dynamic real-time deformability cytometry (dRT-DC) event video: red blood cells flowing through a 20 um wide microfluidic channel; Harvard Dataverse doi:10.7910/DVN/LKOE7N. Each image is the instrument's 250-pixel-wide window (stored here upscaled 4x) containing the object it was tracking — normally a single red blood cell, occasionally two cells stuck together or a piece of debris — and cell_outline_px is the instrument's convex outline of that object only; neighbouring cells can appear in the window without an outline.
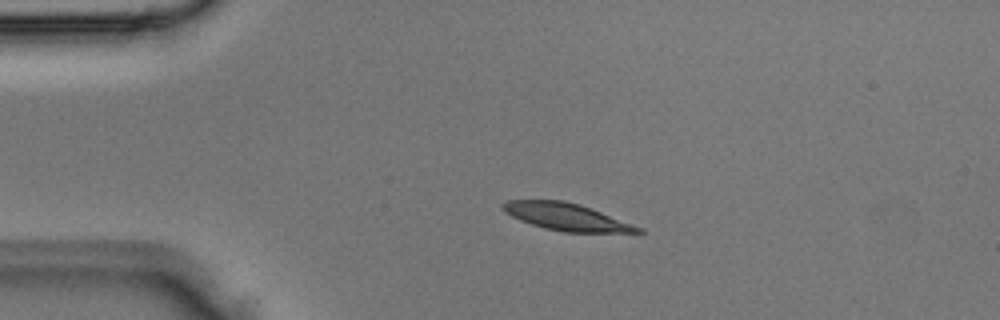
{"species": "Egyptian fruit bat (a non-hibernating species)", "species_latin": "Rousettus aegyptiacus", "temperature_condition": "room temperature", "stored_images_in_passage": 3, "camera_frame_rate_fps": 3000, "um_per_image_px": 0.085, "animal": {"sex": "male"}, "frame": {"image": 1, "passage_image": 1, "time_ms": 0.0, "image_size_px": [1000, 320], "cell_outline_px": [[644, 232], [564, 232], [544, 228], [520, 220], [504, 212], [500, 208], [500, 204], [508, 200], [564, 200], [580, 204], [592, 208], [644, 228]], "centroid_in_image_um": [48.13, 18.42], "position_along_channel_um": 36.9, "area_um2": 21.5}}
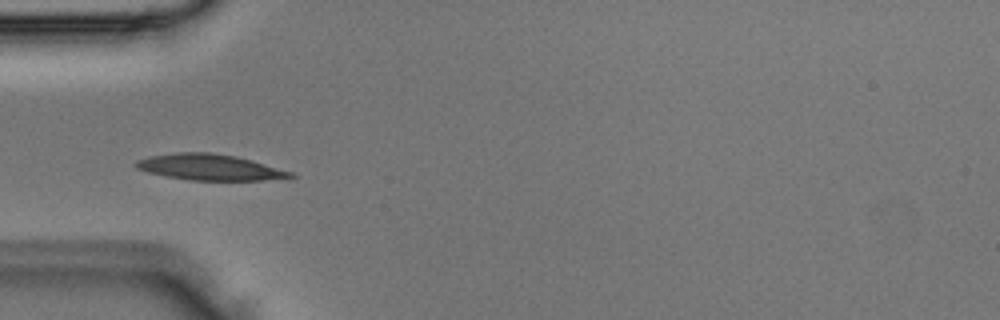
{"frame": {"image": 2, "passage_image": 2, "time_ms": 0.333, "image_size_px": [1000, 320], "cell_outline_px": [[296, 176], [288, 180], [188, 180], [148, 172], [136, 168], [132, 164], [136, 160], [148, 156], [176, 152], [208, 152], [236, 156], [252, 160], [292, 172]], "centroid_in_image_um": [17.86, 14.22], "position_along_channel_um": 67.1, "area_um2": 23.64}}
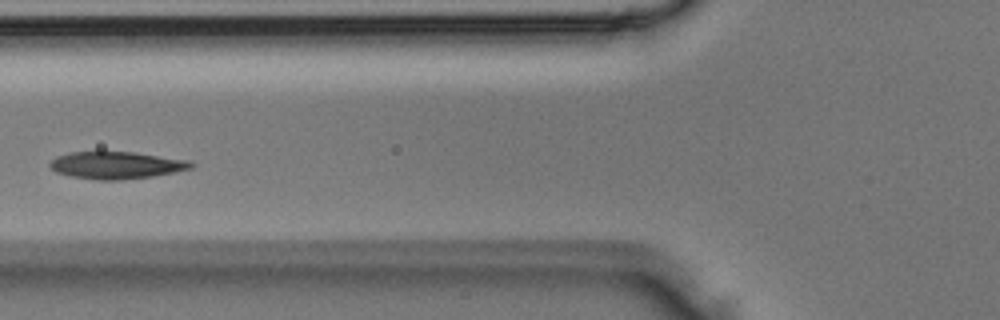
{"frame": {"image": 3, "passage_image": 3, "time_ms": 0.667, "image_size_px": [1000, 320], "cell_outline_px": [[196, 164], [192, 168], [152, 176], [120, 180], [96, 180], [72, 176], [56, 172], [48, 164], [56, 156], [68, 152], [132, 152], [188, 160]], "centroid_in_image_um": [9.87, 14.04], "position_along_channel_um": 115.9, "area_um2": 22.2}}